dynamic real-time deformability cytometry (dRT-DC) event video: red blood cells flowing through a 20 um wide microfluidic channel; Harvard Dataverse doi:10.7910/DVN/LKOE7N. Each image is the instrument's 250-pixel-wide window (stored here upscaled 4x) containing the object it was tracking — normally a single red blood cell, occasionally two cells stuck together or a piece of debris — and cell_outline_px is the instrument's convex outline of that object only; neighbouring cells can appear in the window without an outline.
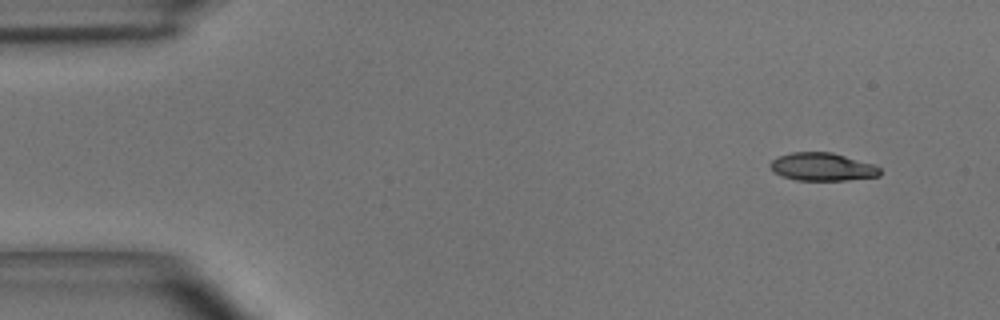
{"species": "common noctule bat (a hibernating species)", "species_latin": "Nyctalus noctula", "temperature_condition": "room temperature", "stored_images_in_passage": 46, "camera_frame_rate_fps": 3000, "um_per_image_px": 0.085, "animal": {"sex": "male", "body_mass_g": 15.6}, "frame": {"image": 1, "passage_image": 1, "time_ms": 0.0, "image_size_px": [1000, 320], "cell_outline_px": [[880, 176], [848, 180], [796, 180], [784, 176], [776, 172], [768, 164], [776, 156], [792, 152], [832, 152], [872, 164], [880, 168]], "centroid_in_image_um": [69.89, 14.17], "position_along_channel_um": 15.1, "area_um2": 17.74}}
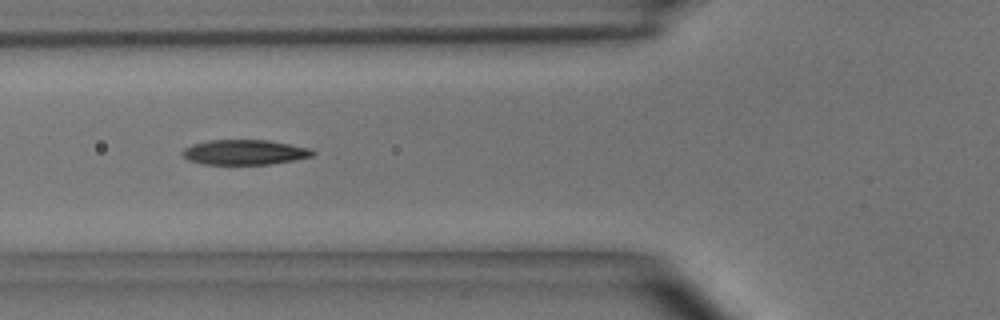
{"frame": {"image": 2, "passage_image": 15, "time_ms": 4.667, "image_size_px": [1000, 320], "cell_outline_px": [[316, 152], [312, 156], [292, 160], [268, 164], [204, 164], [188, 160], [180, 152], [184, 148], [192, 144], [208, 140], [268, 140], [312, 148]], "centroid_in_image_um": [20.78, 12.93], "position_along_channel_um": 105.0, "area_um2": 18.96}}
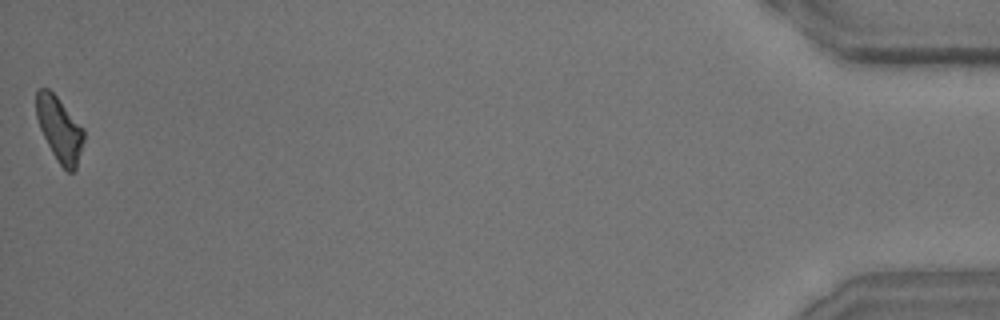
{"frame": {"image": 3, "passage_image": 46, "time_ms": 15.0, "image_size_px": [1000, 320], "cell_outline_px": [[84, 140], [76, 168], [72, 172], [68, 172], [60, 164], [52, 152], [40, 128], [36, 116], [36, 92], [40, 88], [48, 88], [56, 96], [84, 128]], "centroid_in_image_um": [5.06, 10.96], "position_along_channel_um": 430.1, "area_um2": 17.63}, "authors_computed_cell_mechanics": {"area_um2": 18.785, "velocity_mm_per_s": 4.0524, "shape_relaxation_time_tau1_ms": 4.5037, "shape_relaxation_time_tau2_ms": 5.5001, "deformation_change_tau1": 0.168, "deformation_change_tau2": 0.153}}